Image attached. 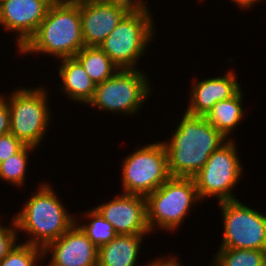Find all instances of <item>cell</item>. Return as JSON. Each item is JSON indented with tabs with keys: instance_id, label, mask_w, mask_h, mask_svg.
Returning a JSON list of instances; mask_svg holds the SVG:
<instances>
[{
	"instance_id": "obj_1",
	"label": "cell",
	"mask_w": 266,
	"mask_h": 266,
	"mask_svg": "<svg viewBox=\"0 0 266 266\" xmlns=\"http://www.w3.org/2000/svg\"><path fill=\"white\" fill-rule=\"evenodd\" d=\"M169 140L163 141L172 177H193L226 139L205 116L181 115ZM172 137V138H171Z\"/></svg>"
},
{
	"instance_id": "obj_2",
	"label": "cell",
	"mask_w": 266,
	"mask_h": 266,
	"mask_svg": "<svg viewBox=\"0 0 266 266\" xmlns=\"http://www.w3.org/2000/svg\"><path fill=\"white\" fill-rule=\"evenodd\" d=\"M14 219L17 231L25 233L23 243L44 248L48 243L60 238L75 223L77 216L68 212L66 206L54 190L52 183L40 182Z\"/></svg>"
},
{
	"instance_id": "obj_3",
	"label": "cell",
	"mask_w": 266,
	"mask_h": 266,
	"mask_svg": "<svg viewBox=\"0 0 266 266\" xmlns=\"http://www.w3.org/2000/svg\"><path fill=\"white\" fill-rule=\"evenodd\" d=\"M83 47L79 2L54 1L35 34L18 52L21 56L48 54L61 60L75 57Z\"/></svg>"
},
{
	"instance_id": "obj_4",
	"label": "cell",
	"mask_w": 266,
	"mask_h": 266,
	"mask_svg": "<svg viewBox=\"0 0 266 266\" xmlns=\"http://www.w3.org/2000/svg\"><path fill=\"white\" fill-rule=\"evenodd\" d=\"M146 200L147 222L151 233L157 229L176 233L193 207L201 203L193 177L171 176L148 194Z\"/></svg>"
},
{
	"instance_id": "obj_5",
	"label": "cell",
	"mask_w": 266,
	"mask_h": 266,
	"mask_svg": "<svg viewBox=\"0 0 266 266\" xmlns=\"http://www.w3.org/2000/svg\"><path fill=\"white\" fill-rule=\"evenodd\" d=\"M45 88L42 85L28 88L21 86L13 92L11 90L10 96L1 93L9 104L10 132L24 145L39 148L52 123L53 113H50L48 104L50 93Z\"/></svg>"
},
{
	"instance_id": "obj_6",
	"label": "cell",
	"mask_w": 266,
	"mask_h": 266,
	"mask_svg": "<svg viewBox=\"0 0 266 266\" xmlns=\"http://www.w3.org/2000/svg\"><path fill=\"white\" fill-rule=\"evenodd\" d=\"M150 82L144 69H118L112 77L96 84L94 97L87 106L113 115H138L154 91Z\"/></svg>"
},
{
	"instance_id": "obj_7",
	"label": "cell",
	"mask_w": 266,
	"mask_h": 266,
	"mask_svg": "<svg viewBox=\"0 0 266 266\" xmlns=\"http://www.w3.org/2000/svg\"><path fill=\"white\" fill-rule=\"evenodd\" d=\"M152 17L149 8L126 14L98 47L119 69H138L139 60L157 35Z\"/></svg>"
},
{
	"instance_id": "obj_8",
	"label": "cell",
	"mask_w": 266,
	"mask_h": 266,
	"mask_svg": "<svg viewBox=\"0 0 266 266\" xmlns=\"http://www.w3.org/2000/svg\"><path fill=\"white\" fill-rule=\"evenodd\" d=\"M233 138L217 148L203 168L193 176L201 201L213 197L219 203L238 198L233 190L245 170L238 155L234 135Z\"/></svg>"
},
{
	"instance_id": "obj_9",
	"label": "cell",
	"mask_w": 266,
	"mask_h": 266,
	"mask_svg": "<svg viewBox=\"0 0 266 266\" xmlns=\"http://www.w3.org/2000/svg\"><path fill=\"white\" fill-rule=\"evenodd\" d=\"M136 149L121 162L120 189L124 194L147 196L171 177L167 152L162 141Z\"/></svg>"
},
{
	"instance_id": "obj_10",
	"label": "cell",
	"mask_w": 266,
	"mask_h": 266,
	"mask_svg": "<svg viewBox=\"0 0 266 266\" xmlns=\"http://www.w3.org/2000/svg\"><path fill=\"white\" fill-rule=\"evenodd\" d=\"M218 205L223 221L220 248L266 250V214L239 199Z\"/></svg>"
},
{
	"instance_id": "obj_11",
	"label": "cell",
	"mask_w": 266,
	"mask_h": 266,
	"mask_svg": "<svg viewBox=\"0 0 266 266\" xmlns=\"http://www.w3.org/2000/svg\"><path fill=\"white\" fill-rule=\"evenodd\" d=\"M93 208L113 225L117 234L151 233L147 222L146 196L119 193L116 198Z\"/></svg>"
},
{
	"instance_id": "obj_12",
	"label": "cell",
	"mask_w": 266,
	"mask_h": 266,
	"mask_svg": "<svg viewBox=\"0 0 266 266\" xmlns=\"http://www.w3.org/2000/svg\"><path fill=\"white\" fill-rule=\"evenodd\" d=\"M53 0H8L0 7L2 30L15 32L19 51L35 34Z\"/></svg>"
},
{
	"instance_id": "obj_13",
	"label": "cell",
	"mask_w": 266,
	"mask_h": 266,
	"mask_svg": "<svg viewBox=\"0 0 266 266\" xmlns=\"http://www.w3.org/2000/svg\"><path fill=\"white\" fill-rule=\"evenodd\" d=\"M47 255L51 257V261L49 260L45 266H97L98 264V247L76 223L60 238L43 248L44 260L48 258Z\"/></svg>"
},
{
	"instance_id": "obj_14",
	"label": "cell",
	"mask_w": 266,
	"mask_h": 266,
	"mask_svg": "<svg viewBox=\"0 0 266 266\" xmlns=\"http://www.w3.org/2000/svg\"><path fill=\"white\" fill-rule=\"evenodd\" d=\"M237 76L232 69L222 76L202 80L192 78L188 105L183 111L194 116H206L215 103L233 97L241 89Z\"/></svg>"
},
{
	"instance_id": "obj_15",
	"label": "cell",
	"mask_w": 266,
	"mask_h": 266,
	"mask_svg": "<svg viewBox=\"0 0 266 266\" xmlns=\"http://www.w3.org/2000/svg\"><path fill=\"white\" fill-rule=\"evenodd\" d=\"M85 47L99 46L127 14L103 0L79 1Z\"/></svg>"
},
{
	"instance_id": "obj_16",
	"label": "cell",
	"mask_w": 266,
	"mask_h": 266,
	"mask_svg": "<svg viewBox=\"0 0 266 266\" xmlns=\"http://www.w3.org/2000/svg\"><path fill=\"white\" fill-rule=\"evenodd\" d=\"M58 63V77L61 79L59 91L67 96V100L88 105L94 97L96 83L75 57L61 59Z\"/></svg>"
},
{
	"instance_id": "obj_17",
	"label": "cell",
	"mask_w": 266,
	"mask_h": 266,
	"mask_svg": "<svg viewBox=\"0 0 266 266\" xmlns=\"http://www.w3.org/2000/svg\"><path fill=\"white\" fill-rule=\"evenodd\" d=\"M146 235L149 234H117L109 243L98 248L97 266H141L138 263L141 261L139 253Z\"/></svg>"
},
{
	"instance_id": "obj_18",
	"label": "cell",
	"mask_w": 266,
	"mask_h": 266,
	"mask_svg": "<svg viewBox=\"0 0 266 266\" xmlns=\"http://www.w3.org/2000/svg\"><path fill=\"white\" fill-rule=\"evenodd\" d=\"M242 88L228 99L215 103L205 119L214 126L226 139L231 140L232 133L245 118Z\"/></svg>"
},
{
	"instance_id": "obj_19",
	"label": "cell",
	"mask_w": 266,
	"mask_h": 266,
	"mask_svg": "<svg viewBox=\"0 0 266 266\" xmlns=\"http://www.w3.org/2000/svg\"><path fill=\"white\" fill-rule=\"evenodd\" d=\"M75 58L96 84L106 81L119 69L98 46L83 47Z\"/></svg>"
},
{
	"instance_id": "obj_20",
	"label": "cell",
	"mask_w": 266,
	"mask_h": 266,
	"mask_svg": "<svg viewBox=\"0 0 266 266\" xmlns=\"http://www.w3.org/2000/svg\"><path fill=\"white\" fill-rule=\"evenodd\" d=\"M81 216L86 223L77 217L76 224L98 248L116 237L117 233L113 225L106 221L94 208H89L88 211L82 212Z\"/></svg>"
},
{
	"instance_id": "obj_21",
	"label": "cell",
	"mask_w": 266,
	"mask_h": 266,
	"mask_svg": "<svg viewBox=\"0 0 266 266\" xmlns=\"http://www.w3.org/2000/svg\"><path fill=\"white\" fill-rule=\"evenodd\" d=\"M37 149L36 147L25 145L18 153L1 162L0 179L17 188H22L26 184L28 160L32 154L31 152Z\"/></svg>"
},
{
	"instance_id": "obj_22",
	"label": "cell",
	"mask_w": 266,
	"mask_h": 266,
	"mask_svg": "<svg viewBox=\"0 0 266 266\" xmlns=\"http://www.w3.org/2000/svg\"><path fill=\"white\" fill-rule=\"evenodd\" d=\"M266 250L219 248L211 261L213 266H260Z\"/></svg>"
},
{
	"instance_id": "obj_23",
	"label": "cell",
	"mask_w": 266,
	"mask_h": 266,
	"mask_svg": "<svg viewBox=\"0 0 266 266\" xmlns=\"http://www.w3.org/2000/svg\"><path fill=\"white\" fill-rule=\"evenodd\" d=\"M20 242L0 261V266H38L40 261L43 264V248Z\"/></svg>"
},
{
	"instance_id": "obj_24",
	"label": "cell",
	"mask_w": 266,
	"mask_h": 266,
	"mask_svg": "<svg viewBox=\"0 0 266 266\" xmlns=\"http://www.w3.org/2000/svg\"><path fill=\"white\" fill-rule=\"evenodd\" d=\"M11 220L8 226L0 224V261L19 243L20 234L14 219Z\"/></svg>"
},
{
	"instance_id": "obj_25",
	"label": "cell",
	"mask_w": 266,
	"mask_h": 266,
	"mask_svg": "<svg viewBox=\"0 0 266 266\" xmlns=\"http://www.w3.org/2000/svg\"><path fill=\"white\" fill-rule=\"evenodd\" d=\"M25 145L11 132L0 136V163L18 153Z\"/></svg>"
},
{
	"instance_id": "obj_26",
	"label": "cell",
	"mask_w": 266,
	"mask_h": 266,
	"mask_svg": "<svg viewBox=\"0 0 266 266\" xmlns=\"http://www.w3.org/2000/svg\"><path fill=\"white\" fill-rule=\"evenodd\" d=\"M105 3L119 8L127 14H132L145 8H150L144 0H103Z\"/></svg>"
},
{
	"instance_id": "obj_27",
	"label": "cell",
	"mask_w": 266,
	"mask_h": 266,
	"mask_svg": "<svg viewBox=\"0 0 266 266\" xmlns=\"http://www.w3.org/2000/svg\"><path fill=\"white\" fill-rule=\"evenodd\" d=\"M10 132V109L7 100L0 94V136Z\"/></svg>"
},
{
	"instance_id": "obj_28",
	"label": "cell",
	"mask_w": 266,
	"mask_h": 266,
	"mask_svg": "<svg viewBox=\"0 0 266 266\" xmlns=\"http://www.w3.org/2000/svg\"><path fill=\"white\" fill-rule=\"evenodd\" d=\"M179 257L176 255H168L167 257H157L153 258L151 262H147L146 264L143 263L144 266H185L178 260Z\"/></svg>"
},
{
	"instance_id": "obj_29",
	"label": "cell",
	"mask_w": 266,
	"mask_h": 266,
	"mask_svg": "<svg viewBox=\"0 0 266 266\" xmlns=\"http://www.w3.org/2000/svg\"><path fill=\"white\" fill-rule=\"evenodd\" d=\"M233 2L236 5H238L241 10L243 9L244 11L247 9L250 10L251 7L254 8L255 4L257 5L258 2H262V1L261 0H231V3Z\"/></svg>"
},
{
	"instance_id": "obj_30",
	"label": "cell",
	"mask_w": 266,
	"mask_h": 266,
	"mask_svg": "<svg viewBox=\"0 0 266 266\" xmlns=\"http://www.w3.org/2000/svg\"><path fill=\"white\" fill-rule=\"evenodd\" d=\"M260 266H266V253Z\"/></svg>"
},
{
	"instance_id": "obj_31",
	"label": "cell",
	"mask_w": 266,
	"mask_h": 266,
	"mask_svg": "<svg viewBox=\"0 0 266 266\" xmlns=\"http://www.w3.org/2000/svg\"><path fill=\"white\" fill-rule=\"evenodd\" d=\"M79 1H83V0H66V2H79Z\"/></svg>"
},
{
	"instance_id": "obj_32",
	"label": "cell",
	"mask_w": 266,
	"mask_h": 266,
	"mask_svg": "<svg viewBox=\"0 0 266 266\" xmlns=\"http://www.w3.org/2000/svg\"><path fill=\"white\" fill-rule=\"evenodd\" d=\"M5 1H8V0H0V4L4 3Z\"/></svg>"
},
{
	"instance_id": "obj_33",
	"label": "cell",
	"mask_w": 266,
	"mask_h": 266,
	"mask_svg": "<svg viewBox=\"0 0 266 266\" xmlns=\"http://www.w3.org/2000/svg\"><path fill=\"white\" fill-rule=\"evenodd\" d=\"M53 1H62V2H66V0H53Z\"/></svg>"
}]
</instances>
